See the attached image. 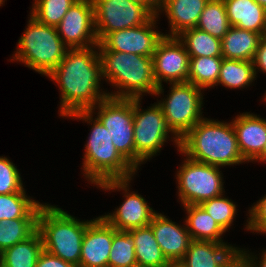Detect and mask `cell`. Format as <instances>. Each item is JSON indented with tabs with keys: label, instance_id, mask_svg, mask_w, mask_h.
Wrapping results in <instances>:
<instances>
[{
	"label": "cell",
	"instance_id": "40",
	"mask_svg": "<svg viewBox=\"0 0 266 267\" xmlns=\"http://www.w3.org/2000/svg\"><path fill=\"white\" fill-rule=\"evenodd\" d=\"M145 5L154 15L157 14L160 0H130Z\"/></svg>",
	"mask_w": 266,
	"mask_h": 267
},
{
	"label": "cell",
	"instance_id": "15",
	"mask_svg": "<svg viewBox=\"0 0 266 267\" xmlns=\"http://www.w3.org/2000/svg\"><path fill=\"white\" fill-rule=\"evenodd\" d=\"M57 33L68 48L97 46L92 0H77L56 26Z\"/></svg>",
	"mask_w": 266,
	"mask_h": 267
},
{
	"label": "cell",
	"instance_id": "37",
	"mask_svg": "<svg viewBox=\"0 0 266 267\" xmlns=\"http://www.w3.org/2000/svg\"><path fill=\"white\" fill-rule=\"evenodd\" d=\"M254 71L257 77L258 72L266 73V34L264 33L259 41L256 54L253 59ZM258 69V70H257Z\"/></svg>",
	"mask_w": 266,
	"mask_h": 267
},
{
	"label": "cell",
	"instance_id": "31",
	"mask_svg": "<svg viewBox=\"0 0 266 267\" xmlns=\"http://www.w3.org/2000/svg\"><path fill=\"white\" fill-rule=\"evenodd\" d=\"M37 231V218H18L0 221V253L27 240Z\"/></svg>",
	"mask_w": 266,
	"mask_h": 267
},
{
	"label": "cell",
	"instance_id": "28",
	"mask_svg": "<svg viewBox=\"0 0 266 267\" xmlns=\"http://www.w3.org/2000/svg\"><path fill=\"white\" fill-rule=\"evenodd\" d=\"M222 61V56L189 57L188 82L203 89V91L213 88L217 84Z\"/></svg>",
	"mask_w": 266,
	"mask_h": 267
},
{
	"label": "cell",
	"instance_id": "24",
	"mask_svg": "<svg viewBox=\"0 0 266 267\" xmlns=\"http://www.w3.org/2000/svg\"><path fill=\"white\" fill-rule=\"evenodd\" d=\"M128 232L135 244L136 262L138 264L147 267H166L170 264L163 255L149 225Z\"/></svg>",
	"mask_w": 266,
	"mask_h": 267
},
{
	"label": "cell",
	"instance_id": "42",
	"mask_svg": "<svg viewBox=\"0 0 266 267\" xmlns=\"http://www.w3.org/2000/svg\"><path fill=\"white\" fill-rule=\"evenodd\" d=\"M255 2L266 9V0H255Z\"/></svg>",
	"mask_w": 266,
	"mask_h": 267
},
{
	"label": "cell",
	"instance_id": "30",
	"mask_svg": "<svg viewBox=\"0 0 266 267\" xmlns=\"http://www.w3.org/2000/svg\"><path fill=\"white\" fill-rule=\"evenodd\" d=\"M196 28L221 40L231 28L224 0H209L200 15Z\"/></svg>",
	"mask_w": 266,
	"mask_h": 267
},
{
	"label": "cell",
	"instance_id": "16",
	"mask_svg": "<svg viewBox=\"0 0 266 267\" xmlns=\"http://www.w3.org/2000/svg\"><path fill=\"white\" fill-rule=\"evenodd\" d=\"M239 247L228 243L192 240L182 267H242Z\"/></svg>",
	"mask_w": 266,
	"mask_h": 267
},
{
	"label": "cell",
	"instance_id": "43",
	"mask_svg": "<svg viewBox=\"0 0 266 267\" xmlns=\"http://www.w3.org/2000/svg\"><path fill=\"white\" fill-rule=\"evenodd\" d=\"M166 267H182L179 263H170L168 266Z\"/></svg>",
	"mask_w": 266,
	"mask_h": 267
},
{
	"label": "cell",
	"instance_id": "29",
	"mask_svg": "<svg viewBox=\"0 0 266 267\" xmlns=\"http://www.w3.org/2000/svg\"><path fill=\"white\" fill-rule=\"evenodd\" d=\"M189 57L222 56L221 40L200 29L192 28L179 34Z\"/></svg>",
	"mask_w": 266,
	"mask_h": 267
},
{
	"label": "cell",
	"instance_id": "45",
	"mask_svg": "<svg viewBox=\"0 0 266 267\" xmlns=\"http://www.w3.org/2000/svg\"><path fill=\"white\" fill-rule=\"evenodd\" d=\"M5 1H6V0H0V7H1L2 5H4L3 3H5Z\"/></svg>",
	"mask_w": 266,
	"mask_h": 267
},
{
	"label": "cell",
	"instance_id": "25",
	"mask_svg": "<svg viewBox=\"0 0 266 267\" xmlns=\"http://www.w3.org/2000/svg\"><path fill=\"white\" fill-rule=\"evenodd\" d=\"M43 251L41 235L36 231L27 240L5 249L0 253V267H36Z\"/></svg>",
	"mask_w": 266,
	"mask_h": 267
},
{
	"label": "cell",
	"instance_id": "19",
	"mask_svg": "<svg viewBox=\"0 0 266 267\" xmlns=\"http://www.w3.org/2000/svg\"><path fill=\"white\" fill-rule=\"evenodd\" d=\"M237 144L243 159L252 162L261 152L266 142V119L245 112L233 118Z\"/></svg>",
	"mask_w": 266,
	"mask_h": 267
},
{
	"label": "cell",
	"instance_id": "34",
	"mask_svg": "<svg viewBox=\"0 0 266 267\" xmlns=\"http://www.w3.org/2000/svg\"><path fill=\"white\" fill-rule=\"evenodd\" d=\"M224 194L206 200L200 206L220 225L226 232L233 225L237 215V205Z\"/></svg>",
	"mask_w": 266,
	"mask_h": 267
},
{
	"label": "cell",
	"instance_id": "35",
	"mask_svg": "<svg viewBox=\"0 0 266 267\" xmlns=\"http://www.w3.org/2000/svg\"><path fill=\"white\" fill-rule=\"evenodd\" d=\"M23 187L17 166L7 157L0 156V195L21 192Z\"/></svg>",
	"mask_w": 266,
	"mask_h": 267
},
{
	"label": "cell",
	"instance_id": "12",
	"mask_svg": "<svg viewBox=\"0 0 266 267\" xmlns=\"http://www.w3.org/2000/svg\"><path fill=\"white\" fill-rule=\"evenodd\" d=\"M129 179H110L97 184L96 188L107 191H123L124 202L115 208L112 213H105L102 217L117 231H130L150 224L153 216L157 213L150 207L142 195L129 191ZM129 191V192H128Z\"/></svg>",
	"mask_w": 266,
	"mask_h": 267
},
{
	"label": "cell",
	"instance_id": "11",
	"mask_svg": "<svg viewBox=\"0 0 266 267\" xmlns=\"http://www.w3.org/2000/svg\"><path fill=\"white\" fill-rule=\"evenodd\" d=\"M98 42L109 33L147 23L154 14L143 4L130 0H92Z\"/></svg>",
	"mask_w": 266,
	"mask_h": 267
},
{
	"label": "cell",
	"instance_id": "38",
	"mask_svg": "<svg viewBox=\"0 0 266 267\" xmlns=\"http://www.w3.org/2000/svg\"><path fill=\"white\" fill-rule=\"evenodd\" d=\"M36 267H77L71 263L65 262L60 257H56L43 250L37 260Z\"/></svg>",
	"mask_w": 266,
	"mask_h": 267
},
{
	"label": "cell",
	"instance_id": "6",
	"mask_svg": "<svg viewBox=\"0 0 266 267\" xmlns=\"http://www.w3.org/2000/svg\"><path fill=\"white\" fill-rule=\"evenodd\" d=\"M28 24L18 40L10 61H19L41 75L48 76L62 61L68 47L56 27L38 22L29 15Z\"/></svg>",
	"mask_w": 266,
	"mask_h": 267
},
{
	"label": "cell",
	"instance_id": "7",
	"mask_svg": "<svg viewBox=\"0 0 266 267\" xmlns=\"http://www.w3.org/2000/svg\"><path fill=\"white\" fill-rule=\"evenodd\" d=\"M141 99H134V143L135 169L160 153L165 142L171 137L179 151L181 138L172 130L164 117L161 107L155 103L147 109L141 108ZM173 138V139H172Z\"/></svg>",
	"mask_w": 266,
	"mask_h": 267
},
{
	"label": "cell",
	"instance_id": "36",
	"mask_svg": "<svg viewBox=\"0 0 266 267\" xmlns=\"http://www.w3.org/2000/svg\"><path fill=\"white\" fill-rule=\"evenodd\" d=\"M248 214L245 229L253 231L252 233L266 234V195L250 207Z\"/></svg>",
	"mask_w": 266,
	"mask_h": 267
},
{
	"label": "cell",
	"instance_id": "44",
	"mask_svg": "<svg viewBox=\"0 0 266 267\" xmlns=\"http://www.w3.org/2000/svg\"><path fill=\"white\" fill-rule=\"evenodd\" d=\"M128 267H147V266H143L141 264L136 263V264L130 265Z\"/></svg>",
	"mask_w": 266,
	"mask_h": 267
},
{
	"label": "cell",
	"instance_id": "46",
	"mask_svg": "<svg viewBox=\"0 0 266 267\" xmlns=\"http://www.w3.org/2000/svg\"><path fill=\"white\" fill-rule=\"evenodd\" d=\"M263 97H264V101H266V91H265V94H264V96H263Z\"/></svg>",
	"mask_w": 266,
	"mask_h": 267
},
{
	"label": "cell",
	"instance_id": "20",
	"mask_svg": "<svg viewBox=\"0 0 266 267\" xmlns=\"http://www.w3.org/2000/svg\"><path fill=\"white\" fill-rule=\"evenodd\" d=\"M209 0H160L157 16L166 13L169 33L164 36L177 37L183 31L195 28Z\"/></svg>",
	"mask_w": 266,
	"mask_h": 267
},
{
	"label": "cell",
	"instance_id": "39",
	"mask_svg": "<svg viewBox=\"0 0 266 267\" xmlns=\"http://www.w3.org/2000/svg\"><path fill=\"white\" fill-rule=\"evenodd\" d=\"M242 267H266V249L262 251V255L258 257L246 249H239ZM253 254V255H252ZM258 260V261H257Z\"/></svg>",
	"mask_w": 266,
	"mask_h": 267
},
{
	"label": "cell",
	"instance_id": "17",
	"mask_svg": "<svg viewBox=\"0 0 266 267\" xmlns=\"http://www.w3.org/2000/svg\"><path fill=\"white\" fill-rule=\"evenodd\" d=\"M113 241V226L102 216L96 217L84 233L79 267H108Z\"/></svg>",
	"mask_w": 266,
	"mask_h": 267
},
{
	"label": "cell",
	"instance_id": "3",
	"mask_svg": "<svg viewBox=\"0 0 266 267\" xmlns=\"http://www.w3.org/2000/svg\"><path fill=\"white\" fill-rule=\"evenodd\" d=\"M90 111H76L67 118H76L91 124L83 156V176L95 186L110 179H129L137 170L118 152L109 131Z\"/></svg>",
	"mask_w": 266,
	"mask_h": 267
},
{
	"label": "cell",
	"instance_id": "23",
	"mask_svg": "<svg viewBox=\"0 0 266 267\" xmlns=\"http://www.w3.org/2000/svg\"><path fill=\"white\" fill-rule=\"evenodd\" d=\"M187 216L185 223L192 240L214 241L222 240L225 231L200 205H184Z\"/></svg>",
	"mask_w": 266,
	"mask_h": 267
},
{
	"label": "cell",
	"instance_id": "10",
	"mask_svg": "<svg viewBox=\"0 0 266 267\" xmlns=\"http://www.w3.org/2000/svg\"><path fill=\"white\" fill-rule=\"evenodd\" d=\"M202 90L189 82L170 83L167 98L157 101L169 126L180 138L204 118Z\"/></svg>",
	"mask_w": 266,
	"mask_h": 267
},
{
	"label": "cell",
	"instance_id": "26",
	"mask_svg": "<svg viewBox=\"0 0 266 267\" xmlns=\"http://www.w3.org/2000/svg\"><path fill=\"white\" fill-rule=\"evenodd\" d=\"M21 192L0 195V221L18 218H38L43 203Z\"/></svg>",
	"mask_w": 266,
	"mask_h": 267
},
{
	"label": "cell",
	"instance_id": "27",
	"mask_svg": "<svg viewBox=\"0 0 266 267\" xmlns=\"http://www.w3.org/2000/svg\"><path fill=\"white\" fill-rule=\"evenodd\" d=\"M256 80L253 61H242L223 58L216 86L229 89H244Z\"/></svg>",
	"mask_w": 266,
	"mask_h": 267
},
{
	"label": "cell",
	"instance_id": "18",
	"mask_svg": "<svg viewBox=\"0 0 266 267\" xmlns=\"http://www.w3.org/2000/svg\"><path fill=\"white\" fill-rule=\"evenodd\" d=\"M184 225L176 224L161 213H156L149 224L163 255L170 263H179L192 241L185 222Z\"/></svg>",
	"mask_w": 266,
	"mask_h": 267
},
{
	"label": "cell",
	"instance_id": "41",
	"mask_svg": "<svg viewBox=\"0 0 266 267\" xmlns=\"http://www.w3.org/2000/svg\"><path fill=\"white\" fill-rule=\"evenodd\" d=\"M264 162L266 163V142L262 149V152L253 160V162Z\"/></svg>",
	"mask_w": 266,
	"mask_h": 267
},
{
	"label": "cell",
	"instance_id": "22",
	"mask_svg": "<svg viewBox=\"0 0 266 267\" xmlns=\"http://www.w3.org/2000/svg\"><path fill=\"white\" fill-rule=\"evenodd\" d=\"M261 36L260 33L231 26L221 39L222 57L253 61Z\"/></svg>",
	"mask_w": 266,
	"mask_h": 267
},
{
	"label": "cell",
	"instance_id": "8",
	"mask_svg": "<svg viewBox=\"0 0 266 267\" xmlns=\"http://www.w3.org/2000/svg\"><path fill=\"white\" fill-rule=\"evenodd\" d=\"M89 111L97 114L115 148L135 168L134 99L107 97Z\"/></svg>",
	"mask_w": 266,
	"mask_h": 267
},
{
	"label": "cell",
	"instance_id": "4",
	"mask_svg": "<svg viewBox=\"0 0 266 267\" xmlns=\"http://www.w3.org/2000/svg\"><path fill=\"white\" fill-rule=\"evenodd\" d=\"M99 55L103 79L117 90L107 92L108 97L142 99L147 93L154 96L158 86L152 57L111 50H99Z\"/></svg>",
	"mask_w": 266,
	"mask_h": 267
},
{
	"label": "cell",
	"instance_id": "1",
	"mask_svg": "<svg viewBox=\"0 0 266 267\" xmlns=\"http://www.w3.org/2000/svg\"><path fill=\"white\" fill-rule=\"evenodd\" d=\"M47 77L60 89V117L89 111L108 97L107 90L100 87L104 79L97 46L68 48L62 61Z\"/></svg>",
	"mask_w": 266,
	"mask_h": 267
},
{
	"label": "cell",
	"instance_id": "33",
	"mask_svg": "<svg viewBox=\"0 0 266 267\" xmlns=\"http://www.w3.org/2000/svg\"><path fill=\"white\" fill-rule=\"evenodd\" d=\"M135 244L128 231L113 227V241L108 258V267H128L136 264Z\"/></svg>",
	"mask_w": 266,
	"mask_h": 267
},
{
	"label": "cell",
	"instance_id": "9",
	"mask_svg": "<svg viewBox=\"0 0 266 267\" xmlns=\"http://www.w3.org/2000/svg\"><path fill=\"white\" fill-rule=\"evenodd\" d=\"M220 169L221 167L196 162L186 157L175 176L181 205H200L225 193Z\"/></svg>",
	"mask_w": 266,
	"mask_h": 267
},
{
	"label": "cell",
	"instance_id": "21",
	"mask_svg": "<svg viewBox=\"0 0 266 267\" xmlns=\"http://www.w3.org/2000/svg\"><path fill=\"white\" fill-rule=\"evenodd\" d=\"M231 26L263 35L266 32V9L255 0H224Z\"/></svg>",
	"mask_w": 266,
	"mask_h": 267
},
{
	"label": "cell",
	"instance_id": "32",
	"mask_svg": "<svg viewBox=\"0 0 266 267\" xmlns=\"http://www.w3.org/2000/svg\"><path fill=\"white\" fill-rule=\"evenodd\" d=\"M30 15L38 22L56 27L77 0H33Z\"/></svg>",
	"mask_w": 266,
	"mask_h": 267
},
{
	"label": "cell",
	"instance_id": "2",
	"mask_svg": "<svg viewBox=\"0 0 266 267\" xmlns=\"http://www.w3.org/2000/svg\"><path fill=\"white\" fill-rule=\"evenodd\" d=\"M178 152L193 161L222 168L246 163L240 154L232 122L206 117L181 138Z\"/></svg>",
	"mask_w": 266,
	"mask_h": 267
},
{
	"label": "cell",
	"instance_id": "13",
	"mask_svg": "<svg viewBox=\"0 0 266 267\" xmlns=\"http://www.w3.org/2000/svg\"><path fill=\"white\" fill-rule=\"evenodd\" d=\"M153 60V75L158 89L154 96L164 93L162 84L185 83L189 79V54L178 37L164 36L157 44Z\"/></svg>",
	"mask_w": 266,
	"mask_h": 267
},
{
	"label": "cell",
	"instance_id": "5",
	"mask_svg": "<svg viewBox=\"0 0 266 267\" xmlns=\"http://www.w3.org/2000/svg\"><path fill=\"white\" fill-rule=\"evenodd\" d=\"M75 218L56 205L43 203L37 218V231L43 250L79 267L84 233L93 220Z\"/></svg>",
	"mask_w": 266,
	"mask_h": 267
},
{
	"label": "cell",
	"instance_id": "14",
	"mask_svg": "<svg viewBox=\"0 0 266 267\" xmlns=\"http://www.w3.org/2000/svg\"><path fill=\"white\" fill-rule=\"evenodd\" d=\"M159 16L156 14L145 24L109 33L98 43V50H111L122 53L152 57L164 33L157 29Z\"/></svg>",
	"mask_w": 266,
	"mask_h": 267
}]
</instances>
